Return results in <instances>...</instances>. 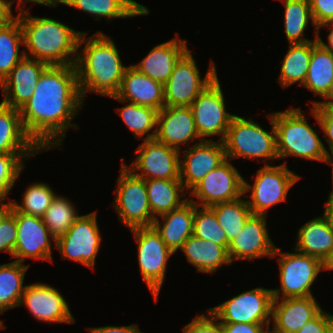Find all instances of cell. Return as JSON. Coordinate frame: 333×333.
I'll use <instances>...</instances> for the list:
<instances>
[{"instance_id": "1", "label": "cell", "mask_w": 333, "mask_h": 333, "mask_svg": "<svg viewBox=\"0 0 333 333\" xmlns=\"http://www.w3.org/2000/svg\"><path fill=\"white\" fill-rule=\"evenodd\" d=\"M83 102L75 65H49L19 109L23 127L43 152L57 149L67 129L80 128L72 120Z\"/></svg>"}, {"instance_id": "2", "label": "cell", "mask_w": 333, "mask_h": 333, "mask_svg": "<svg viewBox=\"0 0 333 333\" xmlns=\"http://www.w3.org/2000/svg\"><path fill=\"white\" fill-rule=\"evenodd\" d=\"M86 37L84 31L78 42V51H82L77 52L75 62L82 99L88 91L107 97L115 95L128 66L122 64L115 42L104 32Z\"/></svg>"}, {"instance_id": "3", "label": "cell", "mask_w": 333, "mask_h": 333, "mask_svg": "<svg viewBox=\"0 0 333 333\" xmlns=\"http://www.w3.org/2000/svg\"><path fill=\"white\" fill-rule=\"evenodd\" d=\"M23 35L25 57L47 65H75L78 42L83 31L49 17L29 14V9L16 15Z\"/></svg>"}, {"instance_id": "4", "label": "cell", "mask_w": 333, "mask_h": 333, "mask_svg": "<svg viewBox=\"0 0 333 333\" xmlns=\"http://www.w3.org/2000/svg\"><path fill=\"white\" fill-rule=\"evenodd\" d=\"M272 118L276 129L279 159L296 156L311 161L327 162V147L318 135L320 132L309 125L299 107L274 112Z\"/></svg>"}, {"instance_id": "5", "label": "cell", "mask_w": 333, "mask_h": 333, "mask_svg": "<svg viewBox=\"0 0 333 333\" xmlns=\"http://www.w3.org/2000/svg\"><path fill=\"white\" fill-rule=\"evenodd\" d=\"M268 117L271 123L269 132L252 118L247 120L243 116L235 115L223 141L226 157L230 160L243 157L263 162L279 159L272 113L268 114Z\"/></svg>"}, {"instance_id": "6", "label": "cell", "mask_w": 333, "mask_h": 333, "mask_svg": "<svg viewBox=\"0 0 333 333\" xmlns=\"http://www.w3.org/2000/svg\"><path fill=\"white\" fill-rule=\"evenodd\" d=\"M300 178L288 169L286 162L275 166L265 163L258 169L253 185L244 180V197L250 196L246 200L252 214L267 216L269 208L287 200L290 188Z\"/></svg>"}, {"instance_id": "7", "label": "cell", "mask_w": 333, "mask_h": 333, "mask_svg": "<svg viewBox=\"0 0 333 333\" xmlns=\"http://www.w3.org/2000/svg\"><path fill=\"white\" fill-rule=\"evenodd\" d=\"M114 190V210L119 221L129 229L152 227L154 217L148 202L145 179L136 176L122 162Z\"/></svg>"}, {"instance_id": "8", "label": "cell", "mask_w": 333, "mask_h": 333, "mask_svg": "<svg viewBox=\"0 0 333 333\" xmlns=\"http://www.w3.org/2000/svg\"><path fill=\"white\" fill-rule=\"evenodd\" d=\"M280 250L276 247L273 254V257L278 256L281 284L280 288L272 289L273 298L313 296L311 287L322 271V261L297 250L293 253Z\"/></svg>"}, {"instance_id": "9", "label": "cell", "mask_w": 333, "mask_h": 333, "mask_svg": "<svg viewBox=\"0 0 333 333\" xmlns=\"http://www.w3.org/2000/svg\"><path fill=\"white\" fill-rule=\"evenodd\" d=\"M191 53L192 51L188 50L179 59L164 84V101L167 107H190L198 95L218 76L214 61H211L202 79Z\"/></svg>"}, {"instance_id": "10", "label": "cell", "mask_w": 333, "mask_h": 333, "mask_svg": "<svg viewBox=\"0 0 333 333\" xmlns=\"http://www.w3.org/2000/svg\"><path fill=\"white\" fill-rule=\"evenodd\" d=\"M130 230L138 244L139 270L157 303L164 278H166L167 262L173 252L166 246L153 226Z\"/></svg>"}, {"instance_id": "11", "label": "cell", "mask_w": 333, "mask_h": 333, "mask_svg": "<svg viewBox=\"0 0 333 333\" xmlns=\"http://www.w3.org/2000/svg\"><path fill=\"white\" fill-rule=\"evenodd\" d=\"M272 289L256 287L209 308L219 323H271Z\"/></svg>"}, {"instance_id": "12", "label": "cell", "mask_w": 333, "mask_h": 333, "mask_svg": "<svg viewBox=\"0 0 333 333\" xmlns=\"http://www.w3.org/2000/svg\"><path fill=\"white\" fill-rule=\"evenodd\" d=\"M192 109L195 126L202 140L220 135L223 142L231 120L235 116L226 111L225 98L218 76L193 101Z\"/></svg>"}, {"instance_id": "13", "label": "cell", "mask_w": 333, "mask_h": 333, "mask_svg": "<svg viewBox=\"0 0 333 333\" xmlns=\"http://www.w3.org/2000/svg\"><path fill=\"white\" fill-rule=\"evenodd\" d=\"M102 236L97 212L81 215L67 232L56 240L55 247L63 259H70L94 270Z\"/></svg>"}, {"instance_id": "14", "label": "cell", "mask_w": 333, "mask_h": 333, "mask_svg": "<svg viewBox=\"0 0 333 333\" xmlns=\"http://www.w3.org/2000/svg\"><path fill=\"white\" fill-rule=\"evenodd\" d=\"M244 180L245 178L227 158L189 192L188 198L202 207L234 201L244 195ZM194 196L198 199L197 201Z\"/></svg>"}, {"instance_id": "15", "label": "cell", "mask_w": 333, "mask_h": 333, "mask_svg": "<svg viewBox=\"0 0 333 333\" xmlns=\"http://www.w3.org/2000/svg\"><path fill=\"white\" fill-rule=\"evenodd\" d=\"M135 154L137 156L130 166L125 163L124 158H122V162L136 176L145 180H180V151L168 147L154 138L139 144Z\"/></svg>"}, {"instance_id": "16", "label": "cell", "mask_w": 333, "mask_h": 333, "mask_svg": "<svg viewBox=\"0 0 333 333\" xmlns=\"http://www.w3.org/2000/svg\"><path fill=\"white\" fill-rule=\"evenodd\" d=\"M11 212L15 215L18 233L13 258L23 264L28 258L53 262L50 238L54 244L56 240L44 225L42 217L24 214L13 206Z\"/></svg>"}, {"instance_id": "17", "label": "cell", "mask_w": 333, "mask_h": 333, "mask_svg": "<svg viewBox=\"0 0 333 333\" xmlns=\"http://www.w3.org/2000/svg\"><path fill=\"white\" fill-rule=\"evenodd\" d=\"M183 153L180 160V181L185 190L191 191L209 172L223 163L227 157L224 143L211 140L195 142Z\"/></svg>"}, {"instance_id": "18", "label": "cell", "mask_w": 333, "mask_h": 333, "mask_svg": "<svg viewBox=\"0 0 333 333\" xmlns=\"http://www.w3.org/2000/svg\"><path fill=\"white\" fill-rule=\"evenodd\" d=\"M19 306H26L34 318L45 323H75L68 302L54 287L45 283L26 285Z\"/></svg>"}, {"instance_id": "19", "label": "cell", "mask_w": 333, "mask_h": 333, "mask_svg": "<svg viewBox=\"0 0 333 333\" xmlns=\"http://www.w3.org/2000/svg\"><path fill=\"white\" fill-rule=\"evenodd\" d=\"M274 245L267 229V216L252 214L244 228L230 241L227 249L231 263L233 260H253L273 257Z\"/></svg>"}, {"instance_id": "20", "label": "cell", "mask_w": 333, "mask_h": 333, "mask_svg": "<svg viewBox=\"0 0 333 333\" xmlns=\"http://www.w3.org/2000/svg\"><path fill=\"white\" fill-rule=\"evenodd\" d=\"M48 66L36 59L24 57L1 81V103L19 110L33 95L40 76Z\"/></svg>"}, {"instance_id": "21", "label": "cell", "mask_w": 333, "mask_h": 333, "mask_svg": "<svg viewBox=\"0 0 333 333\" xmlns=\"http://www.w3.org/2000/svg\"><path fill=\"white\" fill-rule=\"evenodd\" d=\"M200 139L190 107L164 106L157 114L155 139L168 147L181 151V145Z\"/></svg>"}, {"instance_id": "22", "label": "cell", "mask_w": 333, "mask_h": 333, "mask_svg": "<svg viewBox=\"0 0 333 333\" xmlns=\"http://www.w3.org/2000/svg\"><path fill=\"white\" fill-rule=\"evenodd\" d=\"M321 310L314 296L274 298L270 333H296Z\"/></svg>"}, {"instance_id": "23", "label": "cell", "mask_w": 333, "mask_h": 333, "mask_svg": "<svg viewBox=\"0 0 333 333\" xmlns=\"http://www.w3.org/2000/svg\"><path fill=\"white\" fill-rule=\"evenodd\" d=\"M177 38L154 46L150 52L136 64H132L140 73L162 83L167 82L175 64L189 50L187 40H181L179 33Z\"/></svg>"}, {"instance_id": "24", "label": "cell", "mask_w": 333, "mask_h": 333, "mask_svg": "<svg viewBox=\"0 0 333 333\" xmlns=\"http://www.w3.org/2000/svg\"><path fill=\"white\" fill-rule=\"evenodd\" d=\"M117 98L160 111L165 106L164 85L140 73L132 65L125 69Z\"/></svg>"}, {"instance_id": "25", "label": "cell", "mask_w": 333, "mask_h": 333, "mask_svg": "<svg viewBox=\"0 0 333 333\" xmlns=\"http://www.w3.org/2000/svg\"><path fill=\"white\" fill-rule=\"evenodd\" d=\"M303 86L325 99L311 100L313 106L333 103V53L317 41V34L312 41V54Z\"/></svg>"}, {"instance_id": "26", "label": "cell", "mask_w": 333, "mask_h": 333, "mask_svg": "<svg viewBox=\"0 0 333 333\" xmlns=\"http://www.w3.org/2000/svg\"><path fill=\"white\" fill-rule=\"evenodd\" d=\"M43 152L25 131L20 112L0 103V153L39 154Z\"/></svg>"}, {"instance_id": "27", "label": "cell", "mask_w": 333, "mask_h": 333, "mask_svg": "<svg viewBox=\"0 0 333 333\" xmlns=\"http://www.w3.org/2000/svg\"><path fill=\"white\" fill-rule=\"evenodd\" d=\"M195 208L196 204L188 200L180 208L159 216L163 221L154 219L153 227L173 254L193 235Z\"/></svg>"}, {"instance_id": "28", "label": "cell", "mask_w": 333, "mask_h": 333, "mask_svg": "<svg viewBox=\"0 0 333 333\" xmlns=\"http://www.w3.org/2000/svg\"><path fill=\"white\" fill-rule=\"evenodd\" d=\"M180 251L197 272L213 274L222 266L231 265L227 250L217 243L191 235Z\"/></svg>"}, {"instance_id": "29", "label": "cell", "mask_w": 333, "mask_h": 333, "mask_svg": "<svg viewBox=\"0 0 333 333\" xmlns=\"http://www.w3.org/2000/svg\"><path fill=\"white\" fill-rule=\"evenodd\" d=\"M300 253L321 261L333 250V231L322 215L307 221L298 229L295 248Z\"/></svg>"}, {"instance_id": "30", "label": "cell", "mask_w": 333, "mask_h": 333, "mask_svg": "<svg viewBox=\"0 0 333 333\" xmlns=\"http://www.w3.org/2000/svg\"><path fill=\"white\" fill-rule=\"evenodd\" d=\"M61 4L91 14L95 20L104 17L108 22L114 18H130L150 13L146 6L135 0H61Z\"/></svg>"}, {"instance_id": "31", "label": "cell", "mask_w": 333, "mask_h": 333, "mask_svg": "<svg viewBox=\"0 0 333 333\" xmlns=\"http://www.w3.org/2000/svg\"><path fill=\"white\" fill-rule=\"evenodd\" d=\"M148 202L154 218L180 208L189 198L180 180H145ZM182 195L184 198H182Z\"/></svg>"}, {"instance_id": "32", "label": "cell", "mask_w": 333, "mask_h": 333, "mask_svg": "<svg viewBox=\"0 0 333 333\" xmlns=\"http://www.w3.org/2000/svg\"><path fill=\"white\" fill-rule=\"evenodd\" d=\"M29 264L11 261L0 265V315L18 307L26 285L25 274Z\"/></svg>"}, {"instance_id": "33", "label": "cell", "mask_w": 333, "mask_h": 333, "mask_svg": "<svg viewBox=\"0 0 333 333\" xmlns=\"http://www.w3.org/2000/svg\"><path fill=\"white\" fill-rule=\"evenodd\" d=\"M312 41L289 44V50L284 55L277 82L285 89L294 83L303 86L310 64Z\"/></svg>"}, {"instance_id": "34", "label": "cell", "mask_w": 333, "mask_h": 333, "mask_svg": "<svg viewBox=\"0 0 333 333\" xmlns=\"http://www.w3.org/2000/svg\"><path fill=\"white\" fill-rule=\"evenodd\" d=\"M109 97L126 103L125 106L118 108L117 112L135 137H143V141L155 138L158 110L117 98L115 95Z\"/></svg>"}, {"instance_id": "35", "label": "cell", "mask_w": 333, "mask_h": 333, "mask_svg": "<svg viewBox=\"0 0 333 333\" xmlns=\"http://www.w3.org/2000/svg\"><path fill=\"white\" fill-rule=\"evenodd\" d=\"M21 44H23L22 30L15 15L8 23L0 25V83L25 57L24 51L20 52Z\"/></svg>"}, {"instance_id": "36", "label": "cell", "mask_w": 333, "mask_h": 333, "mask_svg": "<svg viewBox=\"0 0 333 333\" xmlns=\"http://www.w3.org/2000/svg\"><path fill=\"white\" fill-rule=\"evenodd\" d=\"M284 4V31L289 44L306 43L314 41L305 38L309 21L317 28L312 18L309 0H280ZM304 35V36H303Z\"/></svg>"}, {"instance_id": "37", "label": "cell", "mask_w": 333, "mask_h": 333, "mask_svg": "<svg viewBox=\"0 0 333 333\" xmlns=\"http://www.w3.org/2000/svg\"><path fill=\"white\" fill-rule=\"evenodd\" d=\"M210 208L214 211L229 242L240 234L246 221L252 215L247 200L242 197L234 201L215 204Z\"/></svg>"}, {"instance_id": "38", "label": "cell", "mask_w": 333, "mask_h": 333, "mask_svg": "<svg viewBox=\"0 0 333 333\" xmlns=\"http://www.w3.org/2000/svg\"><path fill=\"white\" fill-rule=\"evenodd\" d=\"M80 216L71 200L63 195L56 194L50 207L42 216V220L54 239L57 240L67 232Z\"/></svg>"}, {"instance_id": "39", "label": "cell", "mask_w": 333, "mask_h": 333, "mask_svg": "<svg viewBox=\"0 0 333 333\" xmlns=\"http://www.w3.org/2000/svg\"><path fill=\"white\" fill-rule=\"evenodd\" d=\"M51 186L43 182L30 184L22 195V203L10 199L11 205L19 212L27 215L42 217L50 207L54 193ZM21 204V205H20Z\"/></svg>"}, {"instance_id": "40", "label": "cell", "mask_w": 333, "mask_h": 333, "mask_svg": "<svg viewBox=\"0 0 333 333\" xmlns=\"http://www.w3.org/2000/svg\"><path fill=\"white\" fill-rule=\"evenodd\" d=\"M193 235L223 246L226 250L229 241L226 233L218 223L214 211L210 207L196 205L193 220Z\"/></svg>"}, {"instance_id": "41", "label": "cell", "mask_w": 333, "mask_h": 333, "mask_svg": "<svg viewBox=\"0 0 333 333\" xmlns=\"http://www.w3.org/2000/svg\"><path fill=\"white\" fill-rule=\"evenodd\" d=\"M38 154H1L0 153V201H6L8 193L14 187L19 175L23 172L24 159ZM23 158V160H22Z\"/></svg>"}, {"instance_id": "42", "label": "cell", "mask_w": 333, "mask_h": 333, "mask_svg": "<svg viewBox=\"0 0 333 333\" xmlns=\"http://www.w3.org/2000/svg\"><path fill=\"white\" fill-rule=\"evenodd\" d=\"M311 115L317 120L323 137L326 139L329 150H325L327 156L333 155V103H321L311 107Z\"/></svg>"}, {"instance_id": "43", "label": "cell", "mask_w": 333, "mask_h": 333, "mask_svg": "<svg viewBox=\"0 0 333 333\" xmlns=\"http://www.w3.org/2000/svg\"><path fill=\"white\" fill-rule=\"evenodd\" d=\"M17 224L15 215L10 211L0 223V251L13 257L17 240Z\"/></svg>"}, {"instance_id": "44", "label": "cell", "mask_w": 333, "mask_h": 333, "mask_svg": "<svg viewBox=\"0 0 333 333\" xmlns=\"http://www.w3.org/2000/svg\"><path fill=\"white\" fill-rule=\"evenodd\" d=\"M206 310V315H197L185 325L182 333H223L219 321Z\"/></svg>"}, {"instance_id": "45", "label": "cell", "mask_w": 333, "mask_h": 333, "mask_svg": "<svg viewBox=\"0 0 333 333\" xmlns=\"http://www.w3.org/2000/svg\"><path fill=\"white\" fill-rule=\"evenodd\" d=\"M311 14L316 28L333 22V0H309Z\"/></svg>"}, {"instance_id": "46", "label": "cell", "mask_w": 333, "mask_h": 333, "mask_svg": "<svg viewBox=\"0 0 333 333\" xmlns=\"http://www.w3.org/2000/svg\"><path fill=\"white\" fill-rule=\"evenodd\" d=\"M333 327V315L323 309L296 333H330Z\"/></svg>"}, {"instance_id": "47", "label": "cell", "mask_w": 333, "mask_h": 333, "mask_svg": "<svg viewBox=\"0 0 333 333\" xmlns=\"http://www.w3.org/2000/svg\"><path fill=\"white\" fill-rule=\"evenodd\" d=\"M271 323H220L223 333H270Z\"/></svg>"}, {"instance_id": "48", "label": "cell", "mask_w": 333, "mask_h": 333, "mask_svg": "<svg viewBox=\"0 0 333 333\" xmlns=\"http://www.w3.org/2000/svg\"><path fill=\"white\" fill-rule=\"evenodd\" d=\"M89 333H142L137 324L128 326H102V327H89Z\"/></svg>"}, {"instance_id": "49", "label": "cell", "mask_w": 333, "mask_h": 333, "mask_svg": "<svg viewBox=\"0 0 333 333\" xmlns=\"http://www.w3.org/2000/svg\"><path fill=\"white\" fill-rule=\"evenodd\" d=\"M12 7L10 0H0V25L8 23L15 17L12 12Z\"/></svg>"}, {"instance_id": "50", "label": "cell", "mask_w": 333, "mask_h": 333, "mask_svg": "<svg viewBox=\"0 0 333 333\" xmlns=\"http://www.w3.org/2000/svg\"><path fill=\"white\" fill-rule=\"evenodd\" d=\"M10 1H11L12 6L14 5L13 3L17 2V7H16L17 11L26 9L25 8V6H26L25 3H27V2L38 3V4H41V5L50 7V8L51 7H56L59 3L61 4V0H10Z\"/></svg>"}, {"instance_id": "51", "label": "cell", "mask_w": 333, "mask_h": 333, "mask_svg": "<svg viewBox=\"0 0 333 333\" xmlns=\"http://www.w3.org/2000/svg\"><path fill=\"white\" fill-rule=\"evenodd\" d=\"M323 27H329L330 28V32L328 33V36H327V41H328V44H326L321 36L319 35L320 33V29H322ZM317 41L327 50H329L330 52L333 53V22H328V23H325L321 26H319V28L317 29Z\"/></svg>"}, {"instance_id": "52", "label": "cell", "mask_w": 333, "mask_h": 333, "mask_svg": "<svg viewBox=\"0 0 333 333\" xmlns=\"http://www.w3.org/2000/svg\"><path fill=\"white\" fill-rule=\"evenodd\" d=\"M323 216L328 222L329 227L333 231V192H329L328 199L325 203V209L323 212Z\"/></svg>"}, {"instance_id": "53", "label": "cell", "mask_w": 333, "mask_h": 333, "mask_svg": "<svg viewBox=\"0 0 333 333\" xmlns=\"http://www.w3.org/2000/svg\"><path fill=\"white\" fill-rule=\"evenodd\" d=\"M333 270V250L322 260V271Z\"/></svg>"}, {"instance_id": "54", "label": "cell", "mask_w": 333, "mask_h": 333, "mask_svg": "<svg viewBox=\"0 0 333 333\" xmlns=\"http://www.w3.org/2000/svg\"><path fill=\"white\" fill-rule=\"evenodd\" d=\"M8 203L4 201H0V223L2 222L3 218L11 211L12 205L10 202V198L8 199Z\"/></svg>"}, {"instance_id": "55", "label": "cell", "mask_w": 333, "mask_h": 333, "mask_svg": "<svg viewBox=\"0 0 333 333\" xmlns=\"http://www.w3.org/2000/svg\"><path fill=\"white\" fill-rule=\"evenodd\" d=\"M326 163H328L329 165H331L332 166V171H331V177H332V185H333V155H329L328 157H327V162ZM331 192H333V190L331 191Z\"/></svg>"}, {"instance_id": "56", "label": "cell", "mask_w": 333, "mask_h": 333, "mask_svg": "<svg viewBox=\"0 0 333 333\" xmlns=\"http://www.w3.org/2000/svg\"><path fill=\"white\" fill-rule=\"evenodd\" d=\"M6 326L4 325L3 321L0 319V330L5 328Z\"/></svg>"}]
</instances>
